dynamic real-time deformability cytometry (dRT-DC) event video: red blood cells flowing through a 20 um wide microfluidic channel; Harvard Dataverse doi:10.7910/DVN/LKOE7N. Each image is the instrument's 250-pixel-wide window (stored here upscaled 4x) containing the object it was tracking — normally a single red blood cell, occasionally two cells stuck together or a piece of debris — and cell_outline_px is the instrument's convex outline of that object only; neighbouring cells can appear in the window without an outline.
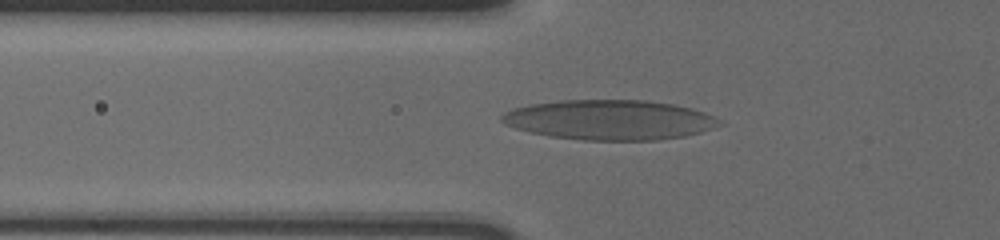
{"species": "human", "species_latin": "Homo sapiens", "temperature_condition": "cold", "stored_images_in_passage": 57, "camera_frame_rate_fps": 3000, "um_per_image_px": 0.085, "donor": {"sex": "male"}, "frame": {"image": 1, "passage_image": 20, "time_ms": 6.333, "image_size_px": [1000, 240], "cell_outline_px": [[724, 124], [700, 132], [684, 136], [656, 140], [584, 140], [548, 136], [516, 128], [504, 124], [500, 120], [500, 116], [504, 112], [512, 108], [528, 104], [560, 100], [644, 100], [672, 104], [692, 108], [704, 112], [720, 120]], "centroid_in_image_um": [51.78, 10.18], "position_along_channel_um": 74.0, "area_um2": 50.69}}
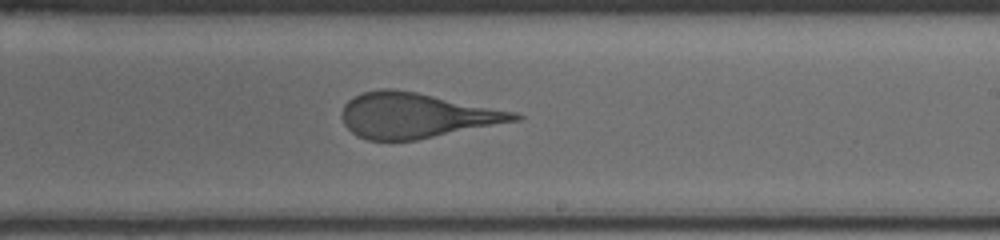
{"frame": {"image": 2, "passage_image": 35, "time_ms": 11.333, "image_size_px": [1000, 240], "cell_outline_px": [[524, 116], [520, 120], [416, 140], [368, 140], [356, 136], [344, 124], [340, 116], [344, 104], [352, 96], [364, 92], [380, 88], [392, 88], [416, 92], [516, 112]], "centroid_in_image_um": [35.33, 9.81], "position_along_channel_um": 253.7, "area_um2": 45.32}}
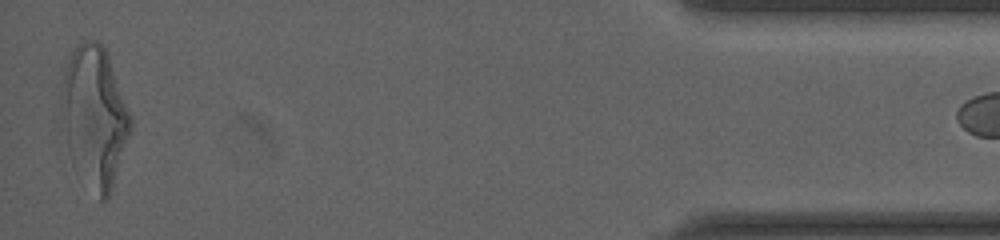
{"frame": {"image": 3, "passage_image": 55, "time_ms": 18.0, "image_size_px": [1000, 240], "cell_outline_px": [[132, 128], [108, 200], [100, 204], [76, 176], [72, 164], [68, 148], [64, 80], [64, 72], [68, 60], [76, 44], [84, 40], [96, 40], [104, 48], [108, 56], [132, 120]], "centroid_in_image_um": [8.08, 10.06], "position_along_channel_um": 427.1, "area_um2": 55.66}}